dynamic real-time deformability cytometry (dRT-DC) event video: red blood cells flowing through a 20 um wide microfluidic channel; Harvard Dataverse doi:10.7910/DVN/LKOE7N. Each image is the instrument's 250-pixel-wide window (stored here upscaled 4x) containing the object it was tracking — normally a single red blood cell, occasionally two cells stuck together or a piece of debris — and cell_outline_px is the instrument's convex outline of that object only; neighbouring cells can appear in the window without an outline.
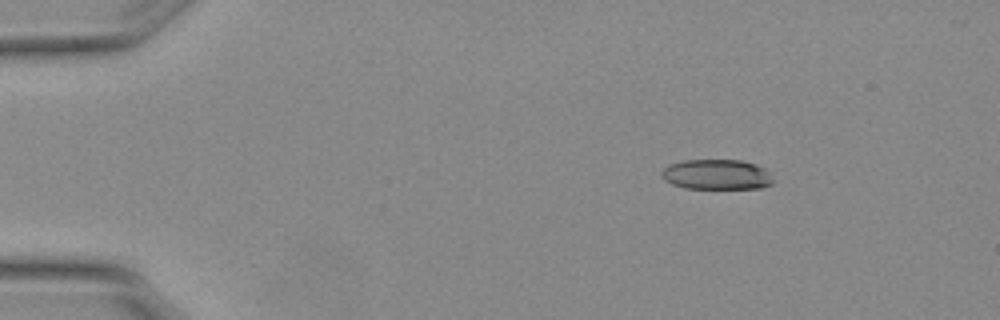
{"species": "Egyptian fruit bat (a non-hibernating species)", "species_latin": "Rousettus aegyptiacus", "temperature_condition": "warm", "stored_images_in_passage": 5, "segment_of_instrument_passage": [2, 2], "camera_frame_rate_fps": 3000, "um_per_image_px": 0.085, "animal": {"sex": "female"}, "frame": {"image": 1, "passage_image": 5, "time_ms": 1.333, "image_size_px": [1000, 320], "cell_outline_px": [[776, 180], [772, 184], [760, 188], [684, 188], [672, 184], [664, 180], [660, 172], [668, 164], [684, 160], [740, 160], [756, 164], [764, 168]], "centroid_in_image_um": [60.92, 14.83], "position_along_channel_um": 24.1, "area_um2": 19.77}}